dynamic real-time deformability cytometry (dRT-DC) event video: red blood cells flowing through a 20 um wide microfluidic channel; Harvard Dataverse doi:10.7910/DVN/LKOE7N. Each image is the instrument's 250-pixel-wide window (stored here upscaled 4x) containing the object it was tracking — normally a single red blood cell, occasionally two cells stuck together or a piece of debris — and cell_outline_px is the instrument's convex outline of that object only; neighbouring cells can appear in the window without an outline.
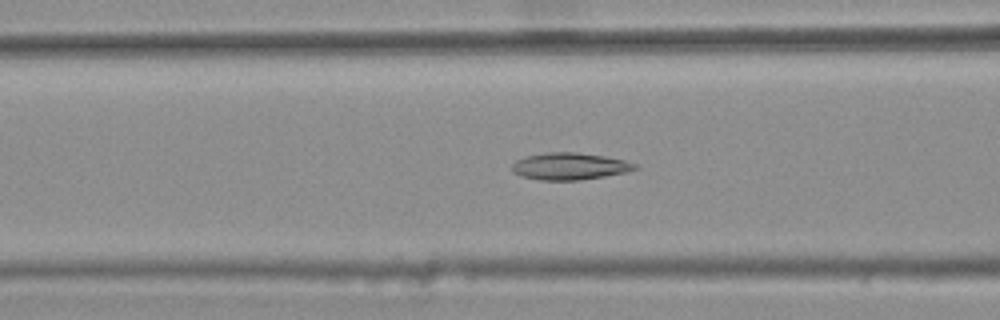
{"species": "common noctule bat (a hibernating species)", "species_latin": "Nyctalus noctula", "temperature_condition": "warm", "stored_images_in_passage": 35, "camera_frame_rate_fps": 3000, "um_per_image_px": 0.085, "animal": {"sex": "female", "body_mass_g": 25.1}, "frame": {"image": 1, "passage_image": 10, "time_ms": 3.0, "image_size_px": [1000, 320], "cell_outline_px": [[640, 168], [624, 172], [604, 176], [580, 180], [540, 180], [520, 176], [512, 172], [512, 164], [516, 160], [528, 156], [548, 152], [576, 152], [604, 156], [624, 160], [636, 164]], "centroid_in_image_um": [48.4, 14.13], "position_along_channel_um": 118.2, "area_um2": 19.25}}
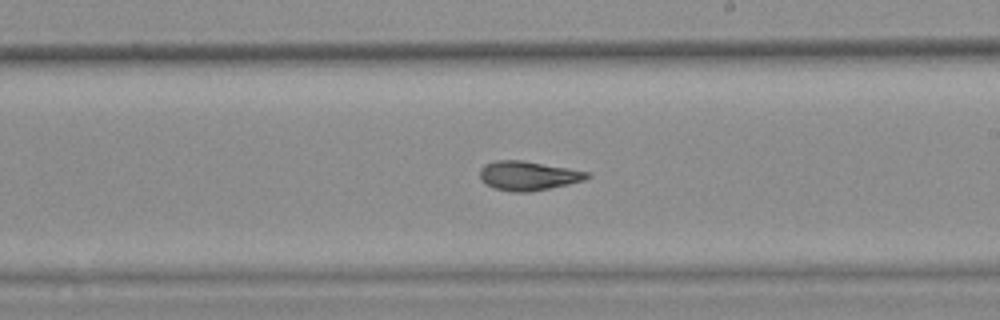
{"frame": {"image": 2, "passage_image": 20, "time_ms": 6.333, "image_size_px": [1000, 320], "cell_outline_px": [[592, 176], [584, 180], [568, 184], [528, 192], [512, 192], [492, 188], [484, 184], [480, 180], [480, 168], [484, 164], [496, 160], [520, 160], [568, 168], [588, 172]], "centroid_in_image_um": [44.84, 14.94], "position_along_channel_um": 244.2, "area_um2": 18.26}}
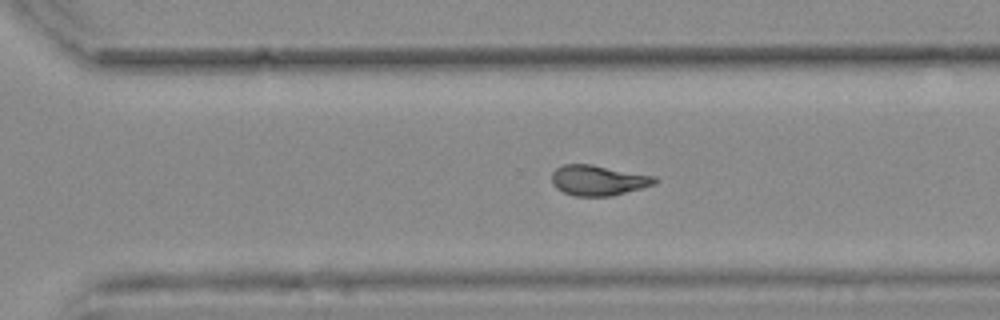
{"frame": {"image": 3, "passage_image": 26, "time_ms": 8.333, "image_size_px": [1000, 320], "cell_outline_px": [[660, 180], [656, 184], [612, 196], [572, 196], [556, 188], [552, 184], [552, 172], [556, 168], [564, 164], [592, 164], [656, 176]], "centroid_in_image_um": [50.87, 15.32], "position_along_channel_um": 319.7, "area_um2": 18.44}, "authors_computed_cell_mechanics": {"area_um2": 18.207, "velocity_mm_per_s": 3.7832, "shape_relaxation_time_tau1_ms": null, "shape_relaxation_time_tau2_ms": 2.3313, "deformation_change_tau1": null, "deformation_change_tau2": 0.0849}}